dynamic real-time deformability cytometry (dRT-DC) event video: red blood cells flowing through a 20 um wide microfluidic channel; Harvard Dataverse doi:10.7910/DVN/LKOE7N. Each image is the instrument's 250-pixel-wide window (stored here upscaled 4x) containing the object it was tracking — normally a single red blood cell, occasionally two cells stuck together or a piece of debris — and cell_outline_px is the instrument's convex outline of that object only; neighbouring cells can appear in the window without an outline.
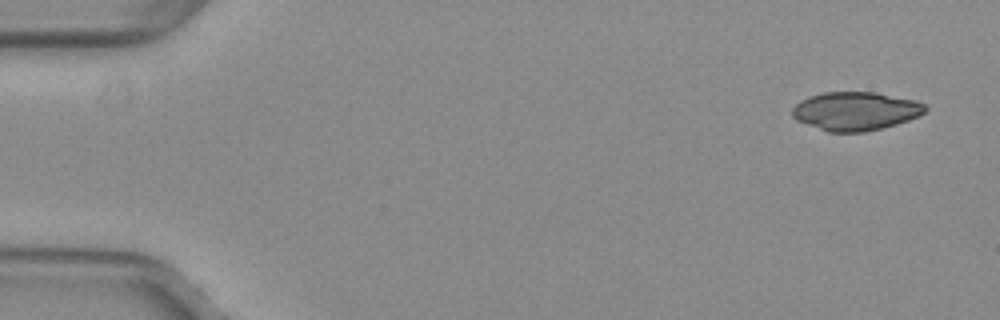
{"species": "common noctule bat (a hibernating species)", "species_latin": "Nyctalus noctula", "temperature_condition": "warm", "stored_images_in_passage": 10, "camera_frame_rate_fps": 3000, "um_per_image_px": 0.085, "animal": {"sex": "female", "body_mass_g": 29.2, "forearm_length_mm": 56.3}, "frame": {"image": 1, "passage_image": 1, "time_ms": 0.0, "image_size_px": [1000, 320], "cell_outline_px": [[928, 108], [920, 116], [896, 124], [864, 132], [828, 132], [796, 120], [792, 116], [792, 108], [800, 100], [808, 96], [824, 92], [876, 92], [916, 100], [924, 104]], "centroid_in_image_um": [72.72, 9.44], "position_along_channel_um": 12.3, "area_um2": 29.94}}